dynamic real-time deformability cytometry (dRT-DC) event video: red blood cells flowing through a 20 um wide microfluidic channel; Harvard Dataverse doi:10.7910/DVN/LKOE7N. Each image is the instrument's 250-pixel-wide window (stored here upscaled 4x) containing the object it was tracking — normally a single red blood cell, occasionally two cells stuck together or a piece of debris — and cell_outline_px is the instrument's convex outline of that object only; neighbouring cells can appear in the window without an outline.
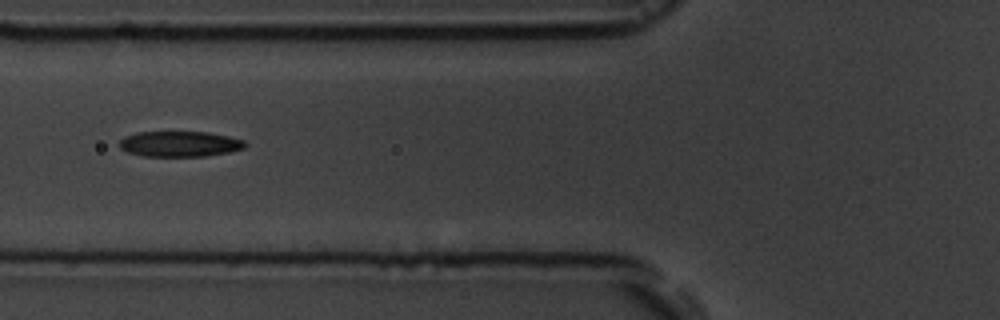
{"species": "common noctule bat (a hibernating species)", "species_latin": "Nyctalus noctula", "temperature_condition": "room temperature", "stored_images_in_passage": 14, "camera_frame_rate_fps": 3000, "um_per_image_px": 0.085, "animal": {"sex": "male", "body_mass_g": 19.5, "forearm_length_mm": 54.6}, "frame": {"image": 1, "passage_image": 3, "time_ms": 2.667, "image_size_px": [1000, 320], "cell_outline_px": [[248, 144], [244, 148], [228, 152], [204, 156], [144, 156], [128, 152], [120, 148], [120, 140], [124, 136], [136, 132], [208, 132], [228, 136], [244, 140]], "centroid_in_image_um": [15.28, 12.23], "position_along_channel_um": 110.5, "area_um2": 18.67}}
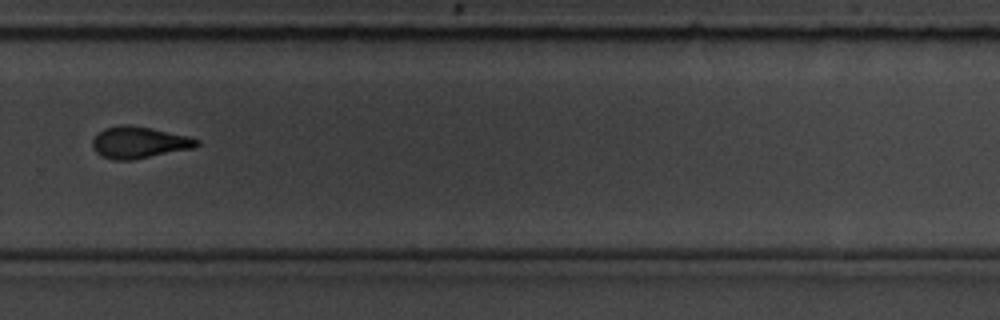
{"frame": {"image": 2, "passage_image": 8, "time_ms": 8.333, "image_size_px": [1000, 320], "cell_outline_px": [[200, 144], [192, 148], [132, 160], [116, 160], [104, 156], [96, 152], [92, 148], [92, 140], [104, 128], [120, 124], [128, 124], [152, 128], [188, 136], [200, 140]], "centroid_in_image_um": [11.82, 12.09], "position_along_channel_um": 318.0, "area_um2": 19.13}}
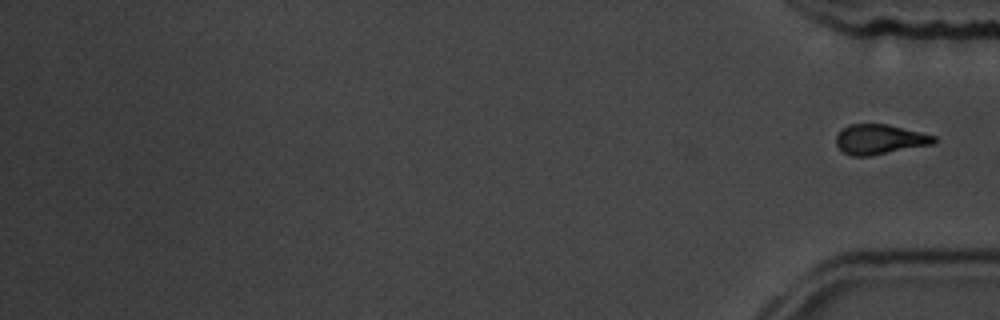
{"frame": {"image": 3, "passage_image": 14, "time_ms": 15.0, "image_size_px": [1000, 320], "cell_outline_px": [[936, 140], [932, 144], [868, 156], [852, 156], [844, 152], [836, 144], [836, 136], [848, 124], [888, 124], [936, 136]], "centroid_in_image_um": [74.76, 11.84], "position_along_channel_um": 360.4, "area_um2": 16.76}}